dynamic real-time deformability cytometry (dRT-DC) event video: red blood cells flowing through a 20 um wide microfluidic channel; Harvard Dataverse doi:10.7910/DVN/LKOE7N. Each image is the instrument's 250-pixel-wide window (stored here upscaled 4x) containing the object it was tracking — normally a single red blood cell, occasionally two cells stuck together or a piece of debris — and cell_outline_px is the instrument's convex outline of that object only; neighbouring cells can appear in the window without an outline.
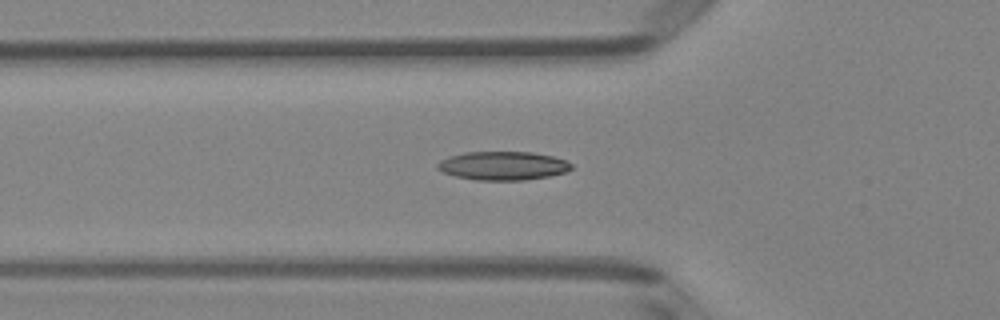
{"species": "Egyptian fruit bat (a non-hibernating species)", "species_latin": "Rousettus aegyptiacus", "temperature_condition": "room temperature", "stored_images_in_passage": 37, "segment_of_instrument_passage": [1, 2], "camera_frame_rate_fps": 3000, "um_per_image_px": 0.085, "animal": {"sex": "female"}, "frame": {"image": 1, "passage_image": 3, "time_ms": 0.667, "image_size_px": [1000, 320], "cell_outline_px": [[572, 168], [564, 172], [548, 176], [524, 180], [476, 180], [456, 176], [444, 172], [436, 168], [436, 164], [440, 160], [448, 156], [464, 152], [532, 152], [552, 156], [564, 160], [572, 164]], "centroid_in_image_um": [42.71, 14.08], "position_along_channel_um": 83.1, "area_um2": 22.25}}
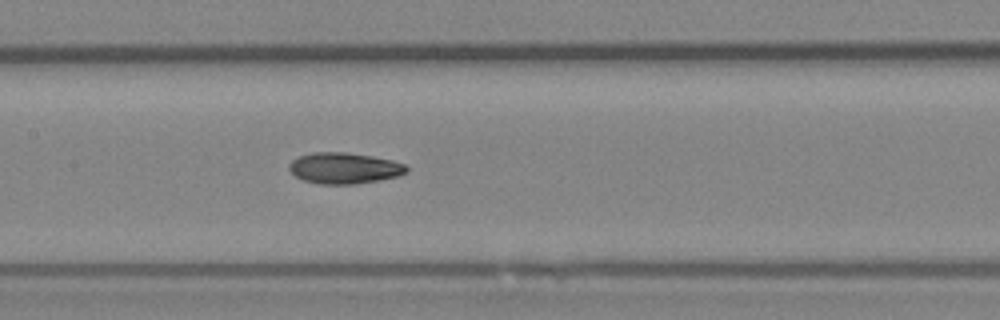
{"frame": {"image": 2, "passage_image": 10, "time_ms": 3.0, "image_size_px": [1000, 320], "cell_outline_px": [[408, 172], [400, 176], [380, 180], [352, 184], [320, 184], [304, 180], [296, 176], [288, 168], [288, 164], [292, 160], [300, 156], [312, 152], [344, 152], [372, 156], [392, 160], [404, 164], [408, 168]], "centroid_in_image_um": [29.28, 14.29], "position_along_channel_um": 178.1, "area_um2": 21.27}}
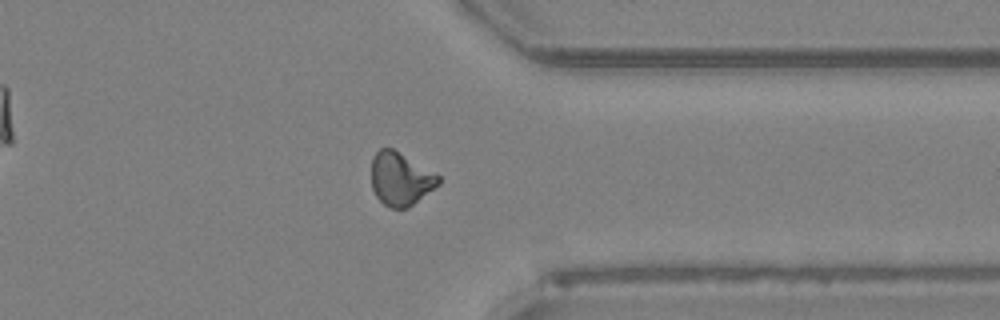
{"frame": {"image": 3, "passage_image": 25, "time_ms": 8.0, "image_size_px": [1000, 320], "cell_outline_px": [[440, 184], [408, 208], [392, 208], [384, 204], [376, 196], [372, 188], [372, 156], [380, 148], [392, 148], [436, 172], [440, 176]], "centroid_in_image_um": [34.06, 15.2], "position_along_channel_um": 377.3, "area_um2": 20.87}}